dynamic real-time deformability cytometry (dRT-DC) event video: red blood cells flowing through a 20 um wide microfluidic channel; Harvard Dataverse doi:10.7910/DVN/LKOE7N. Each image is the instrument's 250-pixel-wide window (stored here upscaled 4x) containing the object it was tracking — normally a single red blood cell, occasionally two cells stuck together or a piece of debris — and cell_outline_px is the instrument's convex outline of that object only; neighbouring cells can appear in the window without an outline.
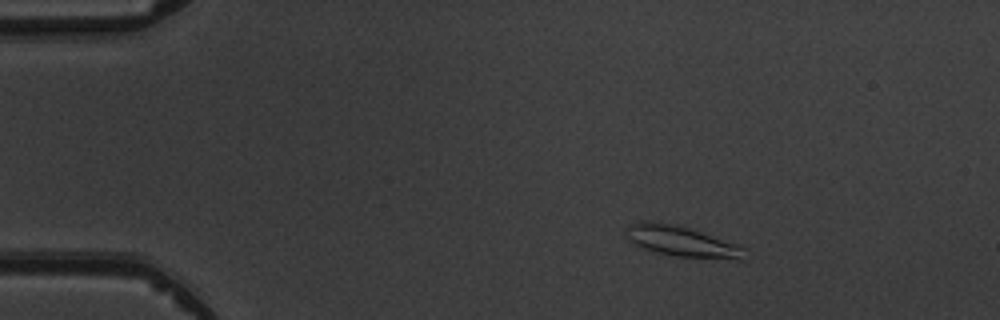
{"species": "common noctule bat (a hibernating species)", "species_latin": "Nyctalus noctula", "temperature_condition": "warm", "stored_images_in_passage": 5, "camera_frame_rate_fps": 3000, "um_per_image_px": 0.085, "animal": {"sex": "male", "body_mass_g": 19.5, "forearm_length_mm": 54.6}, "frame": {"image": 1, "passage_image": 2, "time_ms": 1.333, "image_size_px": [1000, 320], "cell_outline_px": [[744, 260], [740, 260], [676, 256], [656, 252], [640, 248], [628, 240], [624, 228], [640, 220], [648, 220], [676, 224], [736, 244], [744, 248]], "centroid_in_image_um": [57.86, 20.51], "position_along_channel_um": 27.1, "area_um2": 21.15}}